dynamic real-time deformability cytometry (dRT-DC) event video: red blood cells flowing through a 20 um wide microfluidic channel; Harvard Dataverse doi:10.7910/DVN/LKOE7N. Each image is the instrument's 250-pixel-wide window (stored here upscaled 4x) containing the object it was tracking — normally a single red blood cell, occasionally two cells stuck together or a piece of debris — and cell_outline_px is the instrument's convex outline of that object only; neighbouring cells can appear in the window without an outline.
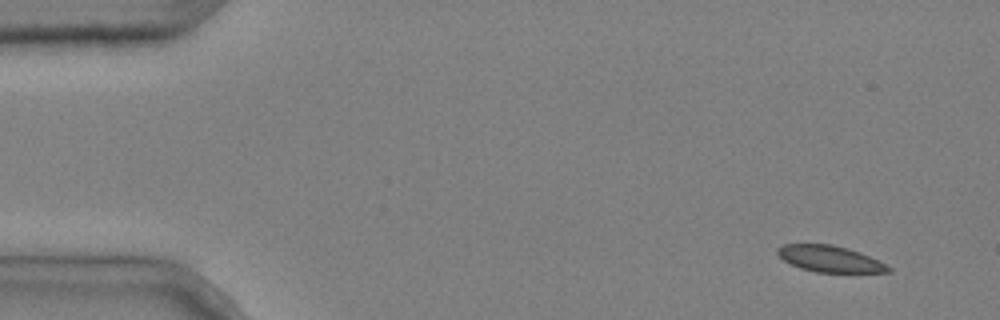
{"species": "common noctule bat (a hibernating species)", "species_latin": "Nyctalus noctula", "temperature_condition": "cold", "stored_images_in_passage": 8, "camera_frame_rate_fps": 3000, "um_per_image_px": 0.085, "animal": {"sex": "male", "body_mass_g": 20.4}, "frame": {"image": 1, "passage_image": 1, "time_ms": 0.0, "image_size_px": [1000, 320], "cell_outline_px": [[892, 272], [816, 272], [800, 268], [784, 260], [776, 252], [776, 248], [784, 244], [832, 244], [848, 248], [860, 252], [880, 260], [892, 268]], "centroid_in_image_um": [70.57, 21.99], "position_along_channel_um": 14.4, "area_um2": 17.05}}
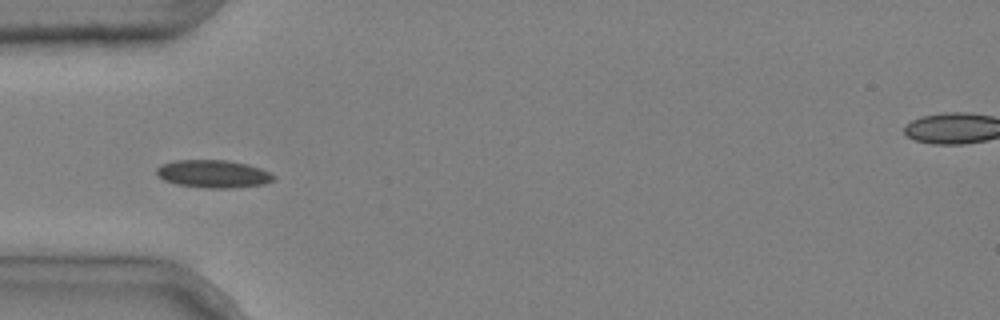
{"frame": {"image": 2, "passage_image": 4, "time_ms": 1.0, "image_size_px": [1000, 320], "cell_outline_px": [[276, 180], [264, 184], [232, 188], [204, 188], [176, 184], [164, 180], [156, 176], [156, 168], [160, 164], [172, 160], [228, 160], [248, 164], [260, 168], [276, 176]], "centroid_in_image_um": [18.1, 14.78], "position_along_channel_um": 66.9, "area_um2": 19.25}}
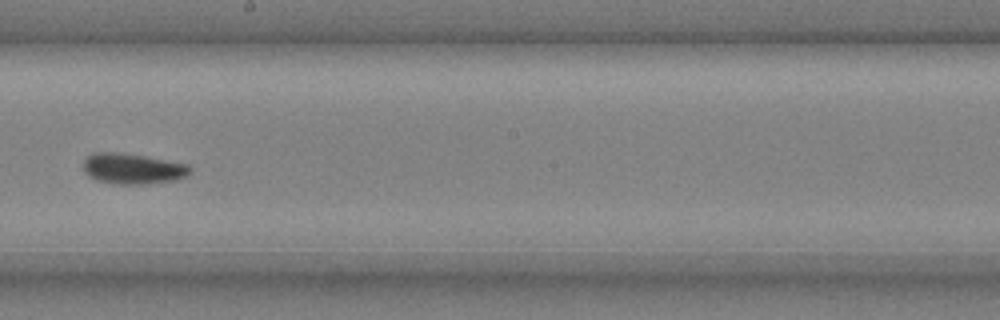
{"frame": {"image": 3, "passage_image": 8, "time_ms": 2.333, "image_size_px": [1000, 320], "cell_outline_px": [[192, 168], [184, 176], [176, 180], [148, 184], [120, 184], [96, 180], [88, 176], [84, 172], [84, 160], [92, 152], [116, 152], [144, 156], [188, 164]], "centroid_in_image_um": [11.25, 14.34], "position_along_channel_um": 236.9, "area_um2": 18.96}}